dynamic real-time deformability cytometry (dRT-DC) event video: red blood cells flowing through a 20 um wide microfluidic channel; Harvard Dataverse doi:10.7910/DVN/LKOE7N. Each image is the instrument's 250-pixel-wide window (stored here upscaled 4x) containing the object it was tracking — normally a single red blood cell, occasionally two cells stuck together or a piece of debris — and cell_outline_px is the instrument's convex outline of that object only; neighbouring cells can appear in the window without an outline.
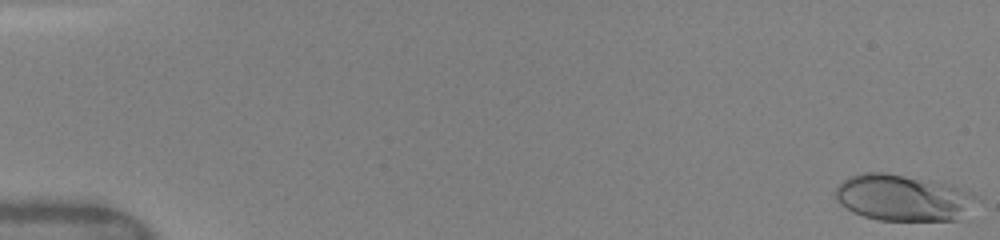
{"species": "human", "species_latin": "Homo sapiens", "temperature_condition": "warm", "stored_images_in_passage": 51, "camera_frame_rate_fps": 3000, "um_per_image_px": 0.085, "donor": {"sex": "female"}, "frame": {"image": 1, "passage_image": 1, "time_ms": 0.0, "image_size_px": [1000, 240], "cell_outline_px": [[980, 200], [960, 220], [880, 220], [864, 216], [852, 212], [840, 204], [836, 200], [836, 188], [848, 176], [864, 172], [888, 172], [932, 180], [952, 184], [976, 196]], "centroid_in_image_um": [76.78, 16.8], "position_along_channel_um": 8.2, "area_um2": 38.49}}
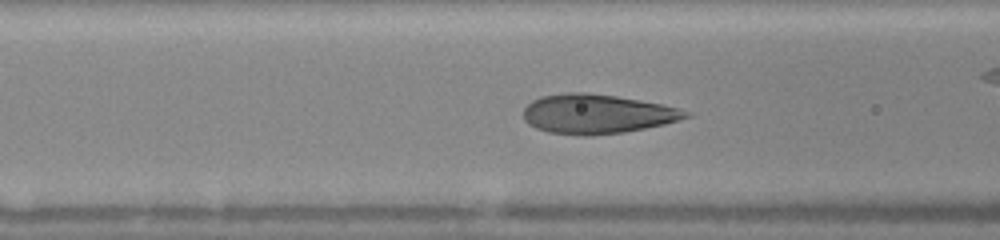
{"frame": {"image": 2, "passage_image": 21, "time_ms": 6.667, "image_size_px": [1000, 240], "cell_outline_px": [[692, 116], [680, 120], [664, 124], [624, 132], [592, 136], [584, 136], [548, 132], [536, 128], [528, 124], [524, 120], [524, 108], [532, 100], [544, 96], [568, 92], [584, 92], [616, 96], [640, 100], [660, 104], [692, 112]], "centroid_in_image_um": [50.74, 9.69], "position_along_channel_um": 115.9, "area_um2": 37.22}}
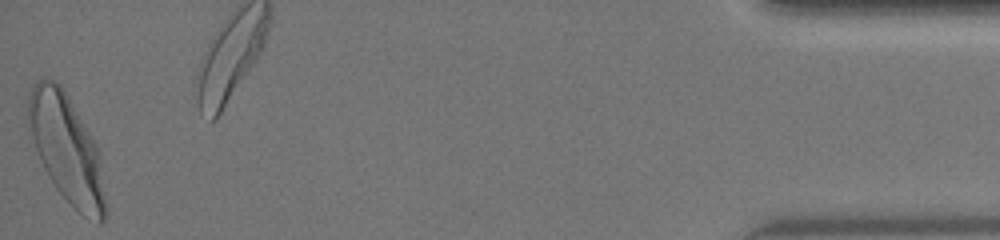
{"frame": {"image": 3, "passage_image": 51, "time_ms": 16.333, "image_size_px": [1000, 240], "cell_outline_px": [[108, 212], [104, 220], [100, 224], [84, 216], [56, 188], [48, 176], [44, 168], [36, 148], [32, 136], [28, 116], [28, 100], [32, 88], [40, 76], [44, 76], [60, 84], [64, 88], [100, 152], [108, 208]], "centroid_in_image_um": [5.71, 12.67], "position_along_channel_um": 429.5, "area_um2": 48.32}, "authors_computed_cell_mechanics": {"area_um2": 36.7608, "velocity_mm_per_s": 4.1066, "shape_relaxation_time_tau1_ms": 3.7971, "shape_relaxation_time_tau2_ms": null, "deformation_change_tau1": 0.1787, "deformation_change_tau2": null}}